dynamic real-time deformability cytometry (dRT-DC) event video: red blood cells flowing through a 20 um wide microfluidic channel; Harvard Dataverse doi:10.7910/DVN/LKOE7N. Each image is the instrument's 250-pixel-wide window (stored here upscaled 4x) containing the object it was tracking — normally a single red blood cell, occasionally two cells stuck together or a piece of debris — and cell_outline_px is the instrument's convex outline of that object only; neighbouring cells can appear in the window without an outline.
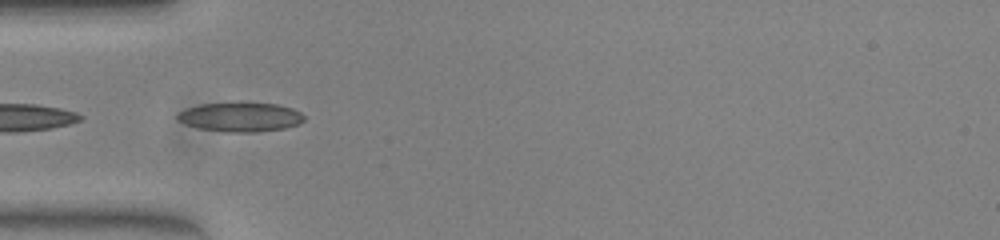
{"species": "common noctule bat (a hibernating species)", "species_latin": "Nyctalus noctula", "temperature_condition": "warm", "stored_images_in_passage": 30, "camera_frame_rate_fps": 3000, "um_per_image_px": 0.085, "animal": {"sex": "female", "body_mass_g": 23.0, "forearm_length_mm": 53.4}, "frame": {"image": 1, "passage_image": 16, "time_ms": 5.0, "image_size_px": [1000, 240], "cell_outline_px": [[304, 120], [296, 124], [284, 128], [256, 132], [224, 132], [196, 128], [184, 124], [176, 120], [176, 116], [180, 112], [188, 108], [200, 104], [276, 104], [292, 108], [300, 112], [304, 116]], "centroid_in_image_um": [20.39, 9.97], "position_along_channel_um": 64.6, "area_um2": 21.21}}
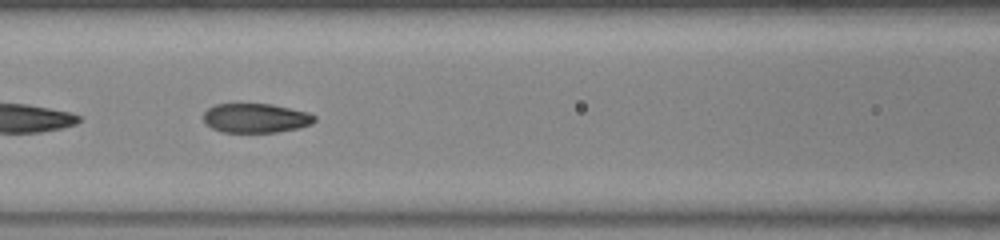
{"frame": {"image": 2, "passage_image": 22, "time_ms": 7.0, "image_size_px": [1000, 240], "cell_outline_px": [[316, 120], [312, 124], [300, 128], [276, 132], [220, 132], [204, 124], [204, 112], [208, 108], [216, 104], [272, 104], [308, 112], [316, 116]], "centroid_in_image_um": [21.74, 10.04], "position_along_channel_um": 144.9, "area_um2": 19.13}}